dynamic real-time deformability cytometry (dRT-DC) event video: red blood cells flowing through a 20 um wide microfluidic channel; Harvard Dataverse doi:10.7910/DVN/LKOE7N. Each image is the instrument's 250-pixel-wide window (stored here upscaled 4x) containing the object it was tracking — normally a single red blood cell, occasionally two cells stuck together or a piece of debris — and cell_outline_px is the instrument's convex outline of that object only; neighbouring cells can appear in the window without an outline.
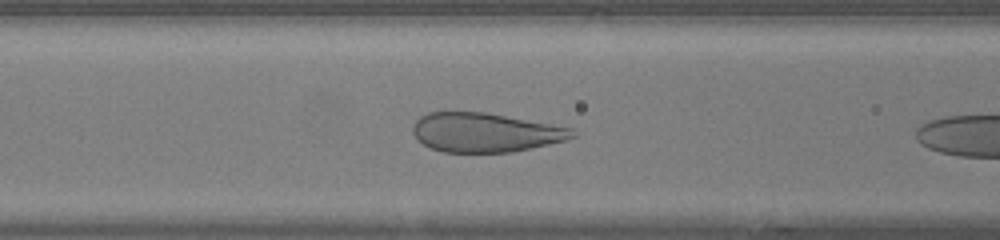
{"species": "human", "species_latin": "Homo sapiens", "temperature_condition": "warm", "stored_images_in_passage": 6, "camera_frame_rate_fps": 3000, "um_per_image_px": 0.085, "donor": {"sex": "female"}, "frame": {"image": 1, "passage_image": 5, "time_ms": 1.333, "image_size_px": [1000, 240], "cell_outline_px": [[576, 136], [568, 140], [532, 148], [512, 152], [444, 152], [432, 148], [416, 140], [412, 132], [412, 124], [420, 116], [428, 112], [488, 112], [572, 128], [576, 132]], "centroid_in_image_um": [41.24, 11.25], "position_along_channel_um": 125.4, "area_um2": 36.7}}